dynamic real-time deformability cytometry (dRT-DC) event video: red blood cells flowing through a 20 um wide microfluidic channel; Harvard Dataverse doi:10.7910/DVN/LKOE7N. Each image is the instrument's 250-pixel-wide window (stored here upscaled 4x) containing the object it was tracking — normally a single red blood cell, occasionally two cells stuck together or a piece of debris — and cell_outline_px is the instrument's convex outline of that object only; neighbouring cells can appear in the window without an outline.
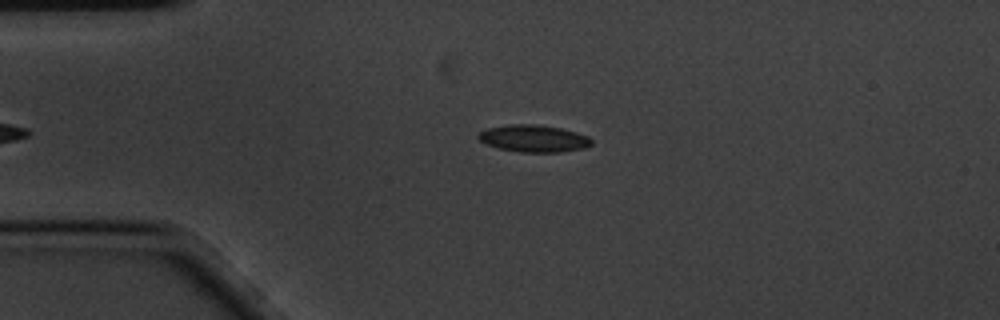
{"species": "common noctule bat (a hibernating species)", "species_latin": "Nyctalus noctula", "temperature_condition": "cold", "stored_images_in_passage": 2, "camera_frame_rate_fps": 3000, "um_per_image_px": 0.085, "animal": {"sex": "male", "body_mass_g": 20.1, "forearm_length_mm": 53.5}, "frame": {"image": 1, "passage_image": 1, "time_ms": 0.0, "image_size_px": [1000, 320], "cell_outline_px": [[592, 144], [584, 148], [560, 152], [520, 152], [500, 148], [488, 144], [480, 140], [476, 136], [480, 132], [488, 128], [508, 124], [536, 124], [560, 128], [576, 132], [588, 136], [592, 140]], "centroid_in_image_um": [45.38, 11.76], "position_along_channel_um": 39.6, "area_um2": 17.74}}